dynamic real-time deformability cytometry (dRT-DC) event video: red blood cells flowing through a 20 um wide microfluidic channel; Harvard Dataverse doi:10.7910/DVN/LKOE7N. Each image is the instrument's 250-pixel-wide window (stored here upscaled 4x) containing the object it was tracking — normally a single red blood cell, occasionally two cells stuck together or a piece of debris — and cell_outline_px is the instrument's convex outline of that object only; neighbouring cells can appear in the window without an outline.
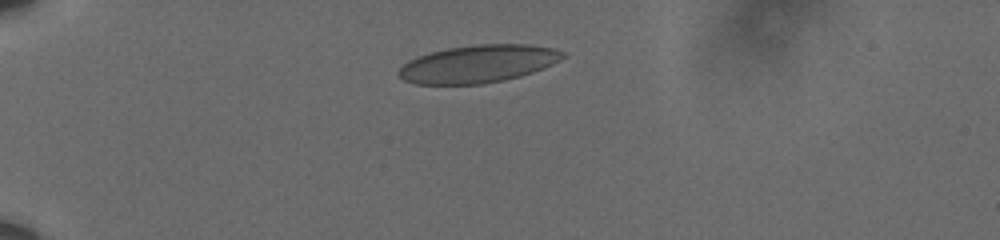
{"species": "human", "species_latin": "Homo sapiens", "temperature_condition": "cold", "stored_images_in_passage": 41, "camera_frame_rate_fps": 3000, "um_per_image_px": 0.085, "donor": {"sex": "male"}, "frame": {"image": 1, "passage_image": 1, "time_ms": 0.0, "image_size_px": [1000, 240], "cell_outline_px": [[564, 56], [560, 60], [544, 68], [520, 76], [504, 80], [480, 84], [416, 84], [404, 80], [396, 72], [408, 60], [432, 52], [448, 48], [476, 44], [528, 44], [552, 48], [564, 52]], "centroid_in_image_um": [40.64, 5.43], "position_along_channel_um": 44.4, "area_um2": 35.78}}
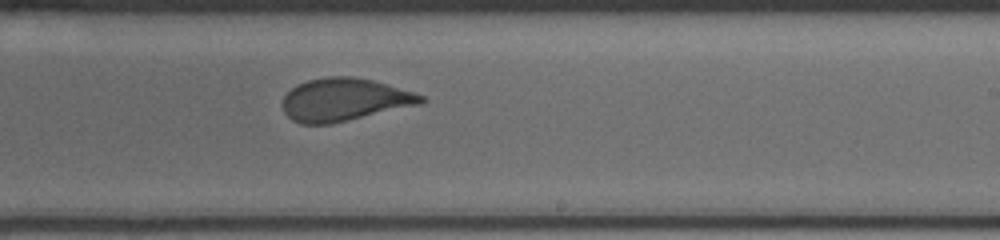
{"frame": {"image": 2, "passage_image": 22, "time_ms": 7.0, "image_size_px": [1000, 240], "cell_outline_px": [[428, 100], [420, 104], [332, 124], [300, 124], [292, 120], [284, 112], [284, 96], [296, 84], [308, 80], [328, 76], [352, 76], [372, 80], [412, 92], [424, 96]], "centroid_in_image_um": [29.25, 8.48], "position_along_channel_um": 259.7, "area_um2": 34.33}}
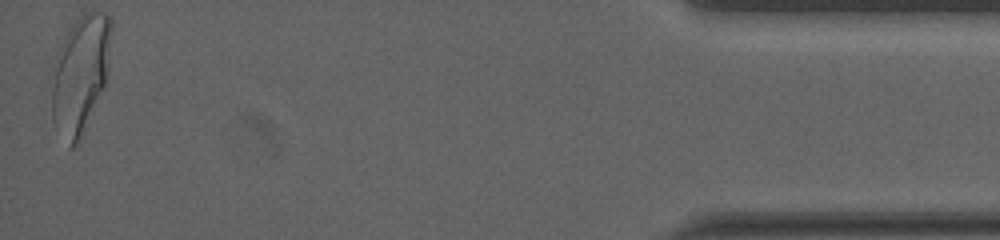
{"frame": {"image": 3, "passage_image": 41, "time_ms": 13.333, "image_size_px": [1000, 240], "cell_outline_px": [[112, 24], [104, 84], [84, 136], [72, 148], [68, 148], [52, 120], [48, 80], [56, 52], [60, 44], [76, 16], [84, 12], [108, 12], [112, 20]], "centroid_in_image_um": [6.74, 6.33], "position_along_channel_um": 428.5, "area_um2": 41.96}, "authors_computed_cell_mechanics": {"area_um2": 35.6048, "velocity_mm_per_s": 3.6023, "shape_relaxation_time_tau1_ms": 7.5119, "shape_relaxation_time_tau2_ms": null, "deformation_change_tau1": 0.1912, "deformation_change_tau2": null}}